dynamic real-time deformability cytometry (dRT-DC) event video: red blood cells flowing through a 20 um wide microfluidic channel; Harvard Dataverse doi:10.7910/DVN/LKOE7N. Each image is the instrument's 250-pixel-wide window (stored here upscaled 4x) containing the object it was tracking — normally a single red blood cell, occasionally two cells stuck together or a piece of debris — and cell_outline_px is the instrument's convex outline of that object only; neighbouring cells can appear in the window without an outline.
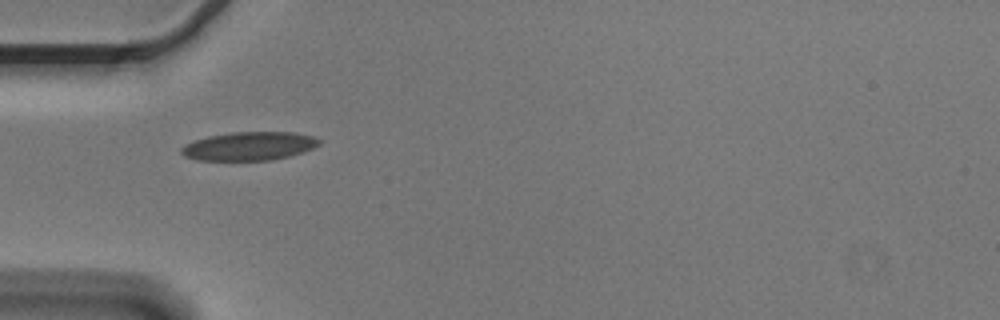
{"species": "Egyptian fruit bat (a non-hibernating species)", "species_latin": "Rousettus aegyptiacus", "temperature_condition": "cold", "stored_images_in_passage": 7, "camera_frame_rate_fps": 3000, "um_per_image_px": 0.085, "animal": {"sex": "male"}, "frame": {"image": 1, "passage_image": 1, "time_ms": 0.0, "image_size_px": [1000, 320], "cell_outline_px": [[320, 144], [312, 148], [288, 156], [272, 160], [196, 160], [184, 156], [180, 152], [180, 148], [184, 144], [208, 136], [232, 132], [296, 132], [312, 136], [320, 140]], "centroid_in_image_um": [21.14, 12.41], "position_along_channel_um": 63.9, "area_um2": 22.83}}
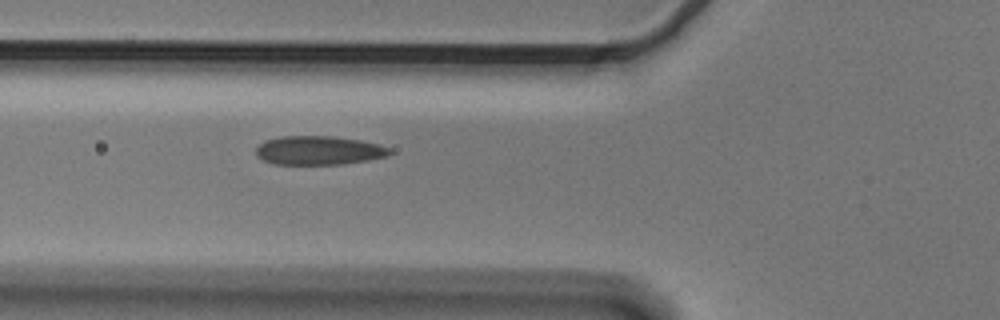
{"frame": {"image": 2, "passage_image": 4, "time_ms": 1.0, "image_size_px": [1000, 320], "cell_outline_px": [[392, 152], [388, 156], [368, 160], [344, 164], [272, 164], [260, 160], [256, 156], [256, 148], [264, 140], [280, 136], [336, 136], [360, 140], [380, 144], [392, 148]], "centroid_in_image_um": [27.1, 12.78], "position_along_channel_um": 98.7, "area_um2": 22.89}}